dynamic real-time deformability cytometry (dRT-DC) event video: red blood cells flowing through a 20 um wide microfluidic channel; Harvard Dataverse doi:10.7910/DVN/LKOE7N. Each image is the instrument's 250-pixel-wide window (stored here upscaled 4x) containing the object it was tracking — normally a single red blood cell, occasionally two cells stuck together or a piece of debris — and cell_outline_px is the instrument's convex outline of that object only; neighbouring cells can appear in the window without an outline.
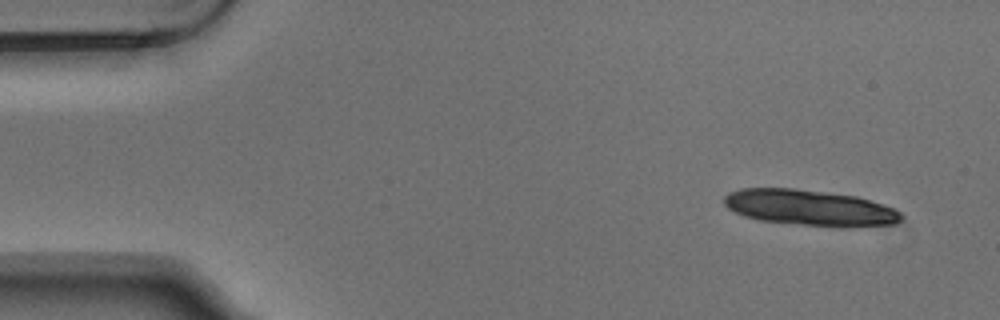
{"species": "Egyptian fruit bat (a non-hibernating species)", "species_latin": "Rousettus aegyptiacus", "temperature_condition": "warm", "stored_images_in_passage": 5, "camera_frame_rate_fps": 3000, "um_per_image_px": 0.085, "animal": {"sex": "male"}, "frame": {"image": 1, "passage_image": 1, "time_ms": 0.0, "image_size_px": [1000, 320], "cell_outline_px": [[904, 216], [896, 224], [848, 228], [836, 228], [760, 220], [744, 216], [728, 208], [724, 204], [724, 196], [728, 192], [740, 188], [796, 188], [856, 196], [884, 204], [900, 212]], "centroid_in_image_um": [68.86, 17.67], "position_along_channel_um": 16.1, "area_um2": 37.45}}
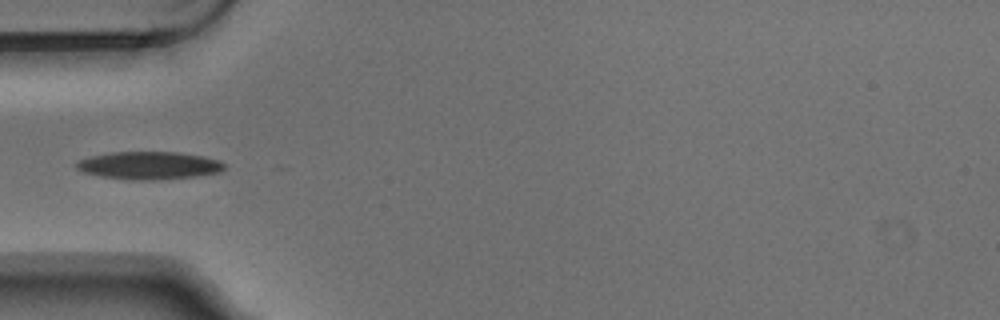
{"frame": {"image": 2, "passage_image": 5, "time_ms": 1.333, "image_size_px": [1000, 320], "cell_outline_px": [[224, 168], [220, 172], [196, 176], [152, 180], [128, 180], [100, 176], [84, 172], [76, 168], [76, 160], [92, 156], [112, 152], [176, 152], [204, 156], [220, 160], [224, 164]], "centroid_in_image_um": [12.66, 14.06], "position_along_channel_um": 72.3, "area_um2": 23.93}}